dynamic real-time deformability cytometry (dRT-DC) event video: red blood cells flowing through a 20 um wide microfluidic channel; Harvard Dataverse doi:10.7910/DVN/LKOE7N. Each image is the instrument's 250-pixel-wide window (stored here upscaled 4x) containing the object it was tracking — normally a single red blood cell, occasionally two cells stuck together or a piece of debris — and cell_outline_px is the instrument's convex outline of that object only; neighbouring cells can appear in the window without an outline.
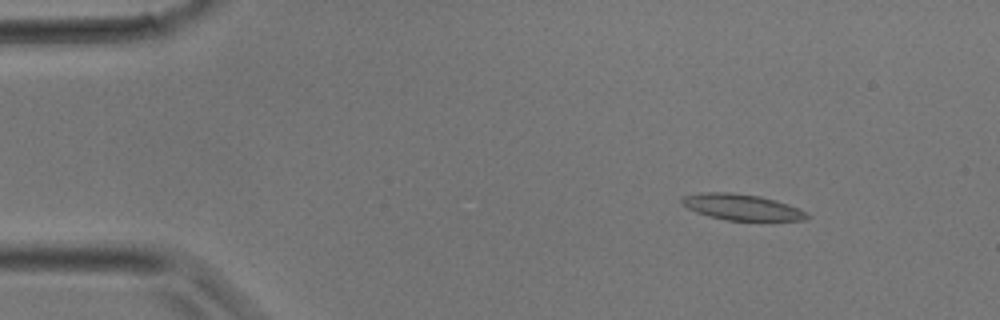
{"species": "common noctule bat (a hibernating species)", "species_latin": "Nyctalus noctula", "temperature_condition": "room temperature", "stored_images_in_passage": 2, "camera_frame_rate_fps": 3000, "um_per_image_px": 0.085, "animal": {"sex": "male", "body_mass_g": 17.9}, "frame": {"image": 1, "passage_image": 1, "time_ms": 0.0, "image_size_px": [1000, 320], "cell_outline_px": [[812, 216], [804, 220], [728, 220], [708, 216], [696, 212], [688, 208], [680, 200], [684, 196], [700, 192], [732, 192], [760, 196], [776, 200], [788, 204], [808, 212]], "centroid_in_image_um": [63.08, 17.6], "position_along_channel_um": 21.9, "area_um2": 18.96}}